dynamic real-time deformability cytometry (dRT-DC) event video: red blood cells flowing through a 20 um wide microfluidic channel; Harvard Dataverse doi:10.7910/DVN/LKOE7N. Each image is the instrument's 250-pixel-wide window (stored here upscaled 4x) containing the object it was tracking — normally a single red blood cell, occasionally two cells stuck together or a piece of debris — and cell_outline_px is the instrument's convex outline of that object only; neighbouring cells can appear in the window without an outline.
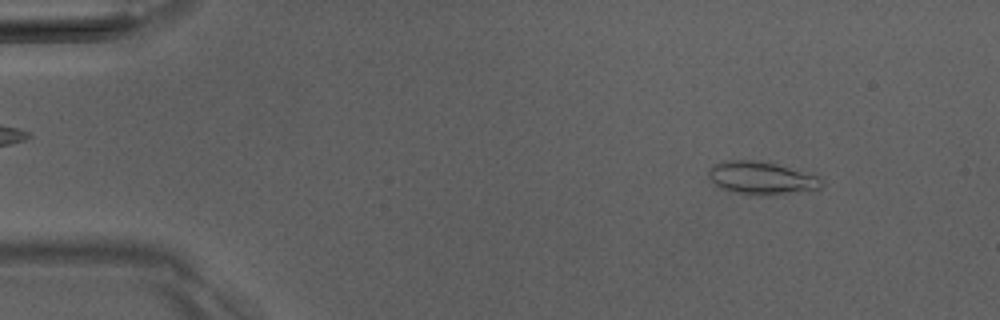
{"species": "Egyptian fruit bat (a non-hibernating species)", "species_latin": "Rousettus aegyptiacus", "temperature_condition": "room temperature", "stored_images_in_passage": 6, "camera_frame_rate_fps": 3000, "um_per_image_px": 0.085, "animal": {"sex": "male"}, "frame": {"image": 1, "passage_image": 1, "time_ms": 0.0, "image_size_px": [1000, 320], "cell_outline_px": [[824, 184], [820, 188], [784, 192], [740, 192], [724, 188], [716, 184], [708, 176], [708, 168], [724, 160], [752, 160], [776, 164], [816, 176]], "centroid_in_image_um": [64.66, 15.06], "position_along_channel_um": 20.3, "area_um2": 20.0}}